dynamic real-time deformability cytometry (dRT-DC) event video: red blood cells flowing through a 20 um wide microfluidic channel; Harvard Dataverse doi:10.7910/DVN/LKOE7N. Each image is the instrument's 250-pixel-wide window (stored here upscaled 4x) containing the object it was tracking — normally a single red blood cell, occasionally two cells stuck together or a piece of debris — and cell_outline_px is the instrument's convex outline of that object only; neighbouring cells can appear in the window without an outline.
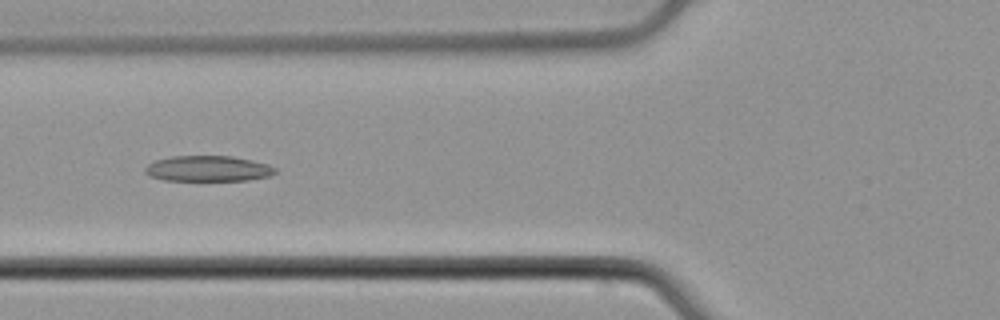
{"species": "common noctule bat (a hibernating species)", "species_latin": "Nyctalus noctula", "temperature_condition": "cold", "stored_images_in_passage": 43, "camera_frame_rate_fps": 3000, "um_per_image_px": 0.085, "animal": {"sex": "male", "body_mass_g": 21.5, "forearm_length_mm": 52.0}, "frame": {"image": 1, "passage_image": 11, "time_ms": 3.333, "image_size_px": [1000, 320], "cell_outline_px": [[276, 172], [272, 176], [248, 180], [164, 180], [148, 176], [144, 172], [144, 168], [148, 164], [156, 160], [172, 156], [232, 156], [252, 160], [268, 164], [276, 168]], "centroid_in_image_um": [17.69, 14.33], "position_along_channel_um": 108.1, "area_um2": 19.54}}
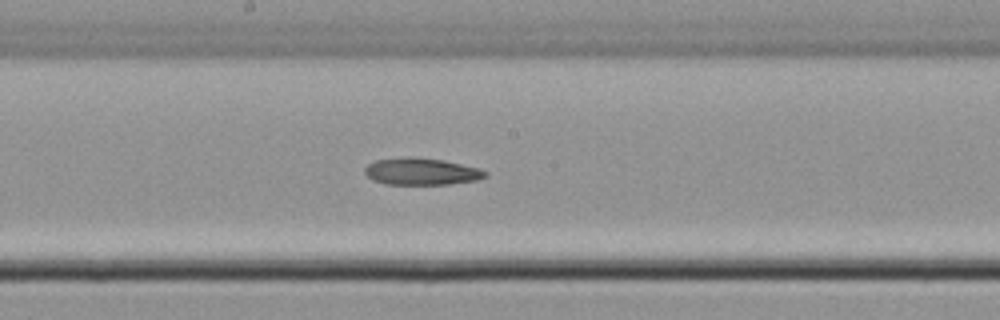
{"frame": {"image": 2, "passage_image": 19, "time_ms": 6.0, "image_size_px": [1000, 320], "cell_outline_px": [[488, 176], [480, 180], [448, 184], [384, 184], [372, 180], [364, 172], [364, 168], [368, 164], [376, 160], [412, 156], [444, 160], [480, 168], [488, 172]], "centroid_in_image_um": [35.85, 14.58], "position_along_channel_um": 212.3, "area_um2": 19.13}}
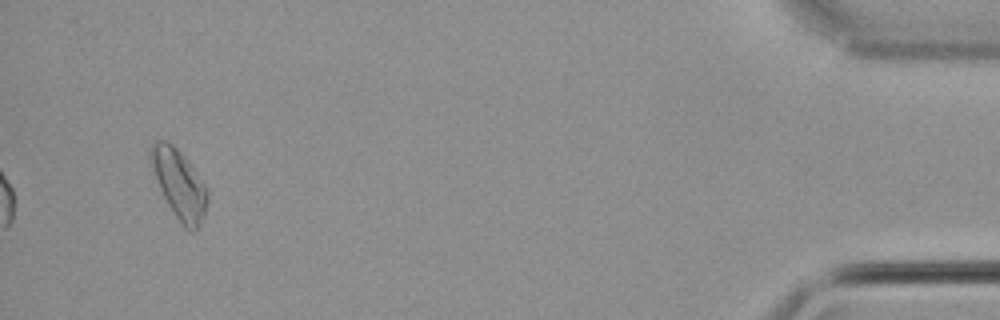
{"frame": {"image": 3, "passage_image": 41, "time_ms": 13.333, "image_size_px": [1000, 320], "cell_outline_px": [[208, 200], [200, 224], [196, 232], [192, 232], [184, 228], [168, 204], [160, 188], [148, 160], [148, 156], [152, 144], [156, 140], [164, 140], [172, 144], [184, 156], [204, 184], [208, 192]], "centroid_in_image_um": [15.21, 15.64], "position_along_channel_um": 420.0, "area_um2": 22.48}, "authors_computed_cell_mechanics": {"area_um2": 19.7676, "velocity_mm_per_s": 3.9107, "shape_relaxation_time_tau1_ms": null, "shape_relaxation_time_tau2_ms": 9.3892, "deformation_change_tau1": null, "deformation_change_tau2": 0.1302}}